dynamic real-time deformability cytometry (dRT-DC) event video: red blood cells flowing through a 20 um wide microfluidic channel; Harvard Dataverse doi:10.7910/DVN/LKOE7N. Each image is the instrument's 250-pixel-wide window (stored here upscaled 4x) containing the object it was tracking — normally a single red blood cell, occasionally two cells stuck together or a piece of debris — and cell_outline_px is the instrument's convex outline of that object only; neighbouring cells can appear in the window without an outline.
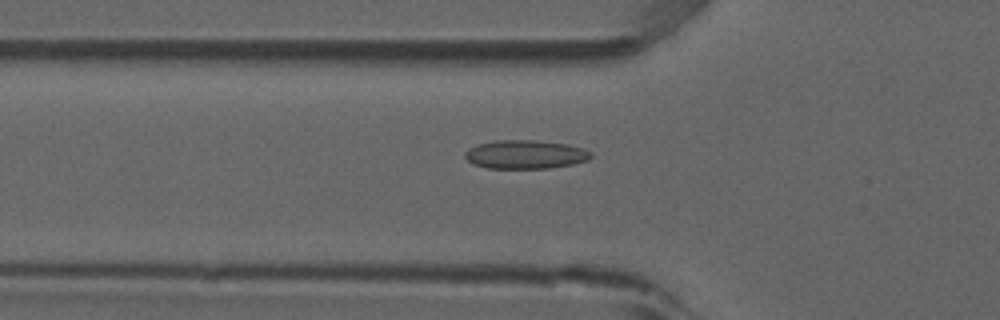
{"species": "common noctule bat (a hibernating species)", "species_latin": "Nyctalus noctula", "temperature_condition": "room temperature", "stored_images_in_passage": 53, "camera_frame_rate_fps": 3000, "um_per_image_px": 0.085, "animal": {"sex": "male", "forearm_length_mm": 52.5}, "frame": {"image": 1, "passage_image": 18, "time_ms": 5.667, "image_size_px": [1000, 320], "cell_outline_px": [[592, 156], [588, 160], [572, 164], [548, 168], [488, 168], [472, 164], [464, 156], [464, 152], [468, 148], [476, 144], [496, 140], [532, 140], [568, 144], [584, 148], [592, 152]], "centroid_in_image_um": [44.64, 13.12], "position_along_channel_um": 81.2, "area_um2": 21.15}}
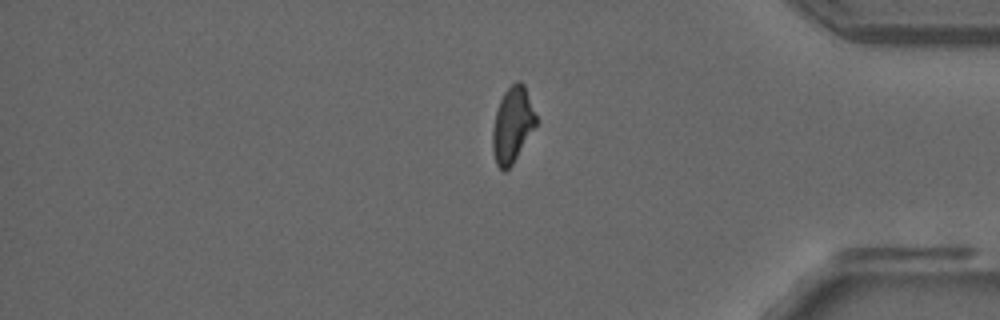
{"frame": {"image": 2, "passage_image": 44, "time_ms": 14.333, "image_size_px": [1000, 320], "cell_outline_px": [[536, 124], [512, 164], [504, 172], [496, 164], [492, 148], [492, 128], [496, 112], [500, 100], [504, 92], [516, 80], [520, 80], [524, 84], [536, 116]], "centroid_in_image_um": [43.53, 10.59], "position_along_channel_um": 391.7, "area_um2": 18.79}}
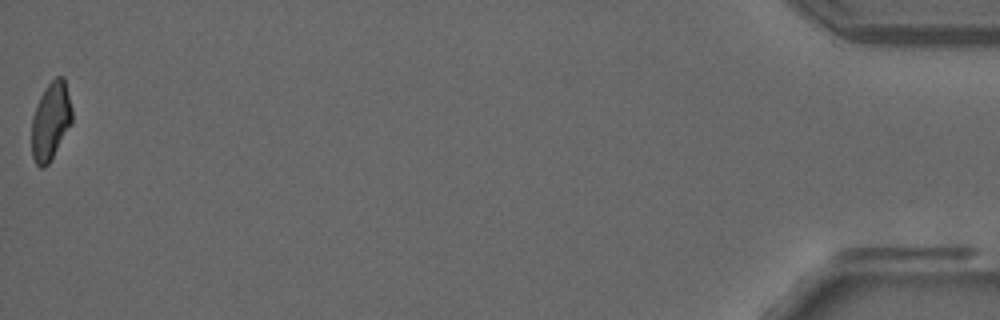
{"frame": {"image": 3, "passage_image": 53, "time_ms": 17.333, "image_size_px": [1000, 320], "cell_outline_px": [[72, 124], [48, 164], [44, 168], [40, 168], [36, 164], [32, 156], [32, 116], [40, 96], [48, 84], [56, 76], [64, 76], [72, 108]], "centroid_in_image_um": [4.32, 10.29], "position_along_channel_um": 430.9, "area_um2": 18.38}, "authors_computed_cell_mechanics": {"area_um2": 19.8832, "velocity_mm_per_s": 3.8551, "shape_relaxation_time_tau1_ms": null, "shape_relaxation_time_tau2_ms": 2.318, "deformation_change_tau1": null, "deformation_change_tau2": 0.083}}